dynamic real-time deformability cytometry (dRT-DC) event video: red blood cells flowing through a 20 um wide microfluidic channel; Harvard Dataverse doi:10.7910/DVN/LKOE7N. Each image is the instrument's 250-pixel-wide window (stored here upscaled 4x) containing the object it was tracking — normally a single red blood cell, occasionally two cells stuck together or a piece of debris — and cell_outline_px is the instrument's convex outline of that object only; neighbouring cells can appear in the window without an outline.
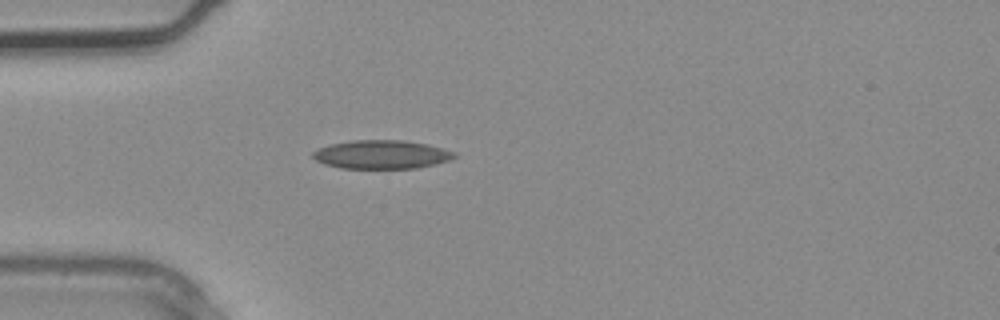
{"species": "common noctule bat (a hibernating species)", "species_latin": "Nyctalus noctula", "temperature_condition": "warm", "stored_images_in_passage": 1, "camera_frame_rate_fps": 3000, "um_per_image_px": 0.085, "animal": {"sex": "male", "body_mass_g": 20.4}, "frame": {"image": 1, "passage_image": 1, "time_ms": 0.0, "image_size_px": [1000, 320], "cell_outline_px": [[456, 156], [448, 160], [436, 164], [416, 168], [340, 168], [324, 164], [316, 160], [312, 156], [312, 152], [320, 148], [332, 144], [352, 140], [404, 140], [428, 144], [456, 152]], "centroid_in_image_um": [32.44, 13.13], "position_along_channel_um": 52.6, "area_um2": 23.52}}